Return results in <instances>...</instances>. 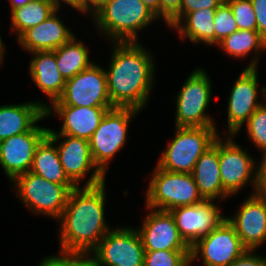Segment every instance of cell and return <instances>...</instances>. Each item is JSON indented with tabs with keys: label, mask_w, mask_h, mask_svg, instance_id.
Masks as SVG:
<instances>
[{
	"label": "cell",
	"mask_w": 266,
	"mask_h": 266,
	"mask_svg": "<svg viewBox=\"0 0 266 266\" xmlns=\"http://www.w3.org/2000/svg\"><path fill=\"white\" fill-rule=\"evenodd\" d=\"M106 73L110 101L114 107L140 110L151 89L153 63L141 45L136 42H116Z\"/></svg>",
	"instance_id": "2"
},
{
	"label": "cell",
	"mask_w": 266,
	"mask_h": 266,
	"mask_svg": "<svg viewBox=\"0 0 266 266\" xmlns=\"http://www.w3.org/2000/svg\"><path fill=\"white\" fill-rule=\"evenodd\" d=\"M247 250L235 227L226 217L215 230L200 238L191 247L190 261L201 253L206 266H228Z\"/></svg>",
	"instance_id": "11"
},
{
	"label": "cell",
	"mask_w": 266,
	"mask_h": 266,
	"mask_svg": "<svg viewBox=\"0 0 266 266\" xmlns=\"http://www.w3.org/2000/svg\"><path fill=\"white\" fill-rule=\"evenodd\" d=\"M215 43L238 31V26L229 4L224 0L214 15Z\"/></svg>",
	"instance_id": "30"
},
{
	"label": "cell",
	"mask_w": 266,
	"mask_h": 266,
	"mask_svg": "<svg viewBox=\"0 0 266 266\" xmlns=\"http://www.w3.org/2000/svg\"><path fill=\"white\" fill-rule=\"evenodd\" d=\"M104 184L71 191L59 218L61 253L89 254L110 231L104 220Z\"/></svg>",
	"instance_id": "1"
},
{
	"label": "cell",
	"mask_w": 266,
	"mask_h": 266,
	"mask_svg": "<svg viewBox=\"0 0 266 266\" xmlns=\"http://www.w3.org/2000/svg\"><path fill=\"white\" fill-rule=\"evenodd\" d=\"M250 252H252V250H247L242 256L228 266H266V258L255 256Z\"/></svg>",
	"instance_id": "38"
},
{
	"label": "cell",
	"mask_w": 266,
	"mask_h": 266,
	"mask_svg": "<svg viewBox=\"0 0 266 266\" xmlns=\"http://www.w3.org/2000/svg\"><path fill=\"white\" fill-rule=\"evenodd\" d=\"M3 44H2V41H1V37H0V61L2 60V55H3ZM1 63V62H0Z\"/></svg>",
	"instance_id": "43"
},
{
	"label": "cell",
	"mask_w": 266,
	"mask_h": 266,
	"mask_svg": "<svg viewBox=\"0 0 266 266\" xmlns=\"http://www.w3.org/2000/svg\"><path fill=\"white\" fill-rule=\"evenodd\" d=\"M227 220L248 250L253 251L266 240V200L256 194L244 202L235 217Z\"/></svg>",
	"instance_id": "18"
},
{
	"label": "cell",
	"mask_w": 266,
	"mask_h": 266,
	"mask_svg": "<svg viewBox=\"0 0 266 266\" xmlns=\"http://www.w3.org/2000/svg\"><path fill=\"white\" fill-rule=\"evenodd\" d=\"M212 202V200H204L196 205L170 210L180 236L190 247L215 230L226 219L220 215L218 208Z\"/></svg>",
	"instance_id": "14"
},
{
	"label": "cell",
	"mask_w": 266,
	"mask_h": 266,
	"mask_svg": "<svg viewBox=\"0 0 266 266\" xmlns=\"http://www.w3.org/2000/svg\"><path fill=\"white\" fill-rule=\"evenodd\" d=\"M147 192V207L170 211L196 205L205 199L199 192L192 174L166 171L158 166Z\"/></svg>",
	"instance_id": "5"
},
{
	"label": "cell",
	"mask_w": 266,
	"mask_h": 266,
	"mask_svg": "<svg viewBox=\"0 0 266 266\" xmlns=\"http://www.w3.org/2000/svg\"><path fill=\"white\" fill-rule=\"evenodd\" d=\"M57 9L37 26L30 27L20 36L19 43L28 51H53L67 43L73 34L56 17Z\"/></svg>",
	"instance_id": "20"
},
{
	"label": "cell",
	"mask_w": 266,
	"mask_h": 266,
	"mask_svg": "<svg viewBox=\"0 0 266 266\" xmlns=\"http://www.w3.org/2000/svg\"><path fill=\"white\" fill-rule=\"evenodd\" d=\"M257 169L256 178L251 181L254 183L256 195L266 200V154Z\"/></svg>",
	"instance_id": "36"
},
{
	"label": "cell",
	"mask_w": 266,
	"mask_h": 266,
	"mask_svg": "<svg viewBox=\"0 0 266 266\" xmlns=\"http://www.w3.org/2000/svg\"><path fill=\"white\" fill-rule=\"evenodd\" d=\"M47 135V128L34 125L29 131L0 142V164L11 180L30 171L35 151Z\"/></svg>",
	"instance_id": "13"
},
{
	"label": "cell",
	"mask_w": 266,
	"mask_h": 266,
	"mask_svg": "<svg viewBox=\"0 0 266 266\" xmlns=\"http://www.w3.org/2000/svg\"><path fill=\"white\" fill-rule=\"evenodd\" d=\"M47 136L53 143L57 142L60 136L66 138L64 142L60 143L61 145L58 146L57 151L65 174L75 186L78 187L76 183L94 166L96 167L94 173L85 183V187L105 183V174L95 165L88 140L68 135Z\"/></svg>",
	"instance_id": "12"
},
{
	"label": "cell",
	"mask_w": 266,
	"mask_h": 266,
	"mask_svg": "<svg viewBox=\"0 0 266 266\" xmlns=\"http://www.w3.org/2000/svg\"><path fill=\"white\" fill-rule=\"evenodd\" d=\"M51 107L41 103H24L0 107V142L29 131L34 123L48 116Z\"/></svg>",
	"instance_id": "21"
},
{
	"label": "cell",
	"mask_w": 266,
	"mask_h": 266,
	"mask_svg": "<svg viewBox=\"0 0 266 266\" xmlns=\"http://www.w3.org/2000/svg\"><path fill=\"white\" fill-rule=\"evenodd\" d=\"M30 64V74L37 86L47 94L52 103L63 94L66 80L60 74L55 51H36Z\"/></svg>",
	"instance_id": "23"
},
{
	"label": "cell",
	"mask_w": 266,
	"mask_h": 266,
	"mask_svg": "<svg viewBox=\"0 0 266 266\" xmlns=\"http://www.w3.org/2000/svg\"><path fill=\"white\" fill-rule=\"evenodd\" d=\"M31 1L32 0H10L11 8H12L11 11L18 8V7H22Z\"/></svg>",
	"instance_id": "42"
},
{
	"label": "cell",
	"mask_w": 266,
	"mask_h": 266,
	"mask_svg": "<svg viewBox=\"0 0 266 266\" xmlns=\"http://www.w3.org/2000/svg\"><path fill=\"white\" fill-rule=\"evenodd\" d=\"M13 181L18 187L21 200L30 209L36 210L37 213L48 214L55 219L60 218L71 191L77 187L50 182L30 171L19 175Z\"/></svg>",
	"instance_id": "6"
},
{
	"label": "cell",
	"mask_w": 266,
	"mask_h": 266,
	"mask_svg": "<svg viewBox=\"0 0 266 266\" xmlns=\"http://www.w3.org/2000/svg\"><path fill=\"white\" fill-rule=\"evenodd\" d=\"M234 15L238 30L257 31L256 15L250 0H225Z\"/></svg>",
	"instance_id": "31"
},
{
	"label": "cell",
	"mask_w": 266,
	"mask_h": 266,
	"mask_svg": "<svg viewBox=\"0 0 266 266\" xmlns=\"http://www.w3.org/2000/svg\"><path fill=\"white\" fill-rule=\"evenodd\" d=\"M138 232L145 250H191L180 236L170 211L159 210L149 214Z\"/></svg>",
	"instance_id": "16"
},
{
	"label": "cell",
	"mask_w": 266,
	"mask_h": 266,
	"mask_svg": "<svg viewBox=\"0 0 266 266\" xmlns=\"http://www.w3.org/2000/svg\"><path fill=\"white\" fill-rule=\"evenodd\" d=\"M107 0H85V12L90 8L89 4H92L93 10H97Z\"/></svg>",
	"instance_id": "41"
},
{
	"label": "cell",
	"mask_w": 266,
	"mask_h": 266,
	"mask_svg": "<svg viewBox=\"0 0 266 266\" xmlns=\"http://www.w3.org/2000/svg\"><path fill=\"white\" fill-rule=\"evenodd\" d=\"M53 1L56 8H59V0H51ZM69 5H71L73 8L78 9L82 12H85V0H62Z\"/></svg>",
	"instance_id": "39"
},
{
	"label": "cell",
	"mask_w": 266,
	"mask_h": 266,
	"mask_svg": "<svg viewBox=\"0 0 266 266\" xmlns=\"http://www.w3.org/2000/svg\"><path fill=\"white\" fill-rule=\"evenodd\" d=\"M262 92L266 95V88H262Z\"/></svg>",
	"instance_id": "44"
},
{
	"label": "cell",
	"mask_w": 266,
	"mask_h": 266,
	"mask_svg": "<svg viewBox=\"0 0 266 266\" xmlns=\"http://www.w3.org/2000/svg\"><path fill=\"white\" fill-rule=\"evenodd\" d=\"M157 17L160 16V0H141Z\"/></svg>",
	"instance_id": "40"
},
{
	"label": "cell",
	"mask_w": 266,
	"mask_h": 266,
	"mask_svg": "<svg viewBox=\"0 0 266 266\" xmlns=\"http://www.w3.org/2000/svg\"><path fill=\"white\" fill-rule=\"evenodd\" d=\"M246 124L251 140L266 154V105L261 104Z\"/></svg>",
	"instance_id": "32"
},
{
	"label": "cell",
	"mask_w": 266,
	"mask_h": 266,
	"mask_svg": "<svg viewBox=\"0 0 266 266\" xmlns=\"http://www.w3.org/2000/svg\"><path fill=\"white\" fill-rule=\"evenodd\" d=\"M231 56L245 57L250 50L266 48V40L257 32L238 30L218 43Z\"/></svg>",
	"instance_id": "28"
},
{
	"label": "cell",
	"mask_w": 266,
	"mask_h": 266,
	"mask_svg": "<svg viewBox=\"0 0 266 266\" xmlns=\"http://www.w3.org/2000/svg\"><path fill=\"white\" fill-rule=\"evenodd\" d=\"M94 266H144L145 249L138 231H109L93 250Z\"/></svg>",
	"instance_id": "9"
},
{
	"label": "cell",
	"mask_w": 266,
	"mask_h": 266,
	"mask_svg": "<svg viewBox=\"0 0 266 266\" xmlns=\"http://www.w3.org/2000/svg\"><path fill=\"white\" fill-rule=\"evenodd\" d=\"M94 14L100 30L117 42H137V31L157 17L141 0H107Z\"/></svg>",
	"instance_id": "3"
},
{
	"label": "cell",
	"mask_w": 266,
	"mask_h": 266,
	"mask_svg": "<svg viewBox=\"0 0 266 266\" xmlns=\"http://www.w3.org/2000/svg\"><path fill=\"white\" fill-rule=\"evenodd\" d=\"M53 106L114 107L110 101L106 73L91 64L73 78L67 79L61 97Z\"/></svg>",
	"instance_id": "8"
},
{
	"label": "cell",
	"mask_w": 266,
	"mask_h": 266,
	"mask_svg": "<svg viewBox=\"0 0 266 266\" xmlns=\"http://www.w3.org/2000/svg\"><path fill=\"white\" fill-rule=\"evenodd\" d=\"M182 0H160V16L168 23L180 10Z\"/></svg>",
	"instance_id": "37"
},
{
	"label": "cell",
	"mask_w": 266,
	"mask_h": 266,
	"mask_svg": "<svg viewBox=\"0 0 266 266\" xmlns=\"http://www.w3.org/2000/svg\"><path fill=\"white\" fill-rule=\"evenodd\" d=\"M218 156L223 189L229 194L238 192L249 180L255 166L253 159L238 145L218 137Z\"/></svg>",
	"instance_id": "17"
},
{
	"label": "cell",
	"mask_w": 266,
	"mask_h": 266,
	"mask_svg": "<svg viewBox=\"0 0 266 266\" xmlns=\"http://www.w3.org/2000/svg\"><path fill=\"white\" fill-rule=\"evenodd\" d=\"M87 254L62 253L60 257H49L44 259L40 266H94L92 259ZM86 257V259L84 258Z\"/></svg>",
	"instance_id": "34"
},
{
	"label": "cell",
	"mask_w": 266,
	"mask_h": 266,
	"mask_svg": "<svg viewBox=\"0 0 266 266\" xmlns=\"http://www.w3.org/2000/svg\"><path fill=\"white\" fill-rule=\"evenodd\" d=\"M216 9H200L185 14L183 26L175 24L182 38L186 35L192 42L215 43L214 15ZM185 26V27H184Z\"/></svg>",
	"instance_id": "25"
},
{
	"label": "cell",
	"mask_w": 266,
	"mask_h": 266,
	"mask_svg": "<svg viewBox=\"0 0 266 266\" xmlns=\"http://www.w3.org/2000/svg\"><path fill=\"white\" fill-rule=\"evenodd\" d=\"M191 250H145L144 266H189Z\"/></svg>",
	"instance_id": "29"
},
{
	"label": "cell",
	"mask_w": 266,
	"mask_h": 266,
	"mask_svg": "<svg viewBox=\"0 0 266 266\" xmlns=\"http://www.w3.org/2000/svg\"><path fill=\"white\" fill-rule=\"evenodd\" d=\"M112 108L53 106L52 109L64 118V123L59 134L48 129V135H68L89 141L107 110Z\"/></svg>",
	"instance_id": "19"
},
{
	"label": "cell",
	"mask_w": 266,
	"mask_h": 266,
	"mask_svg": "<svg viewBox=\"0 0 266 266\" xmlns=\"http://www.w3.org/2000/svg\"><path fill=\"white\" fill-rule=\"evenodd\" d=\"M53 145V141L48 136L40 142L35 151L30 172L56 184L74 185L65 174L57 148Z\"/></svg>",
	"instance_id": "24"
},
{
	"label": "cell",
	"mask_w": 266,
	"mask_h": 266,
	"mask_svg": "<svg viewBox=\"0 0 266 266\" xmlns=\"http://www.w3.org/2000/svg\"><path fill=\"white\" fill-rule=\"evenodd\" d=\"M195 184L205 200H213L216 197H228L223 189L220 175L218 138L197 160L192 172Z\"/></svg>",
	"instance_id": "22"
},
{
	"label": "cell",
	"mask_w": 266,
	"mask_h": 266,
	"mask_svg": "<svg viewBox=\"0 0 266 266\" xmlns=\"http://www.w3.org/2000/svg\"><path fill=\"white\" fill-rule=\"evenodd\" d=\"M174 140L163 153L158 167L175 173L192 174L201 155L218 138L215 127H177Z\"/></svg>",
	"instance_id": "4"
},
{
	"label": "cell",
	"mask_w": 266,
	"mask_h": 266,
	"mask_svg": "<svg viewBox=\"0 0 266 266\" xmlns=\"http://www.w3.org/2000/svg\"><path fill=\"white\" fill-rule=\"evenodd\" d=\"M56 9L51 0H32L12 10V26L20 36L30 27L37 26L46 20Z\"/></svg>",
	"instance_id": "27"
},
{
	"label": "cell",
	"mask_w": 266,
	"mask_h": 266,
	"mask_svg": "<svg viewBox=\"0 0 266 266\" xmlns=\"http://www.w3.org/2000/svg\"><path fill=\"white\" fill-rule=\"evenodd\" d=\"M138 111L130 107H113L107 110L89 139L93 161L104 174L108 160L123 147L128 123L133 114Z\"/></svg>",
	"instance_id": "7"
},
{
	"label": "cell",
	"mask_w": 266,
	"mask_h": 266,
	"mask_svg": "<svg viewBox=\"0 0 266 266\" xmlns=\"http://www.w3.org/2000/svg\"><path fill=\"white\" fill-rule=\"evenodd\" d=\"M256 15L257 32L266 40V0H250Z\"/></svg>",
	"instance_id": "35"
},
{
	"label": "cell",
	"mask_w": 266,
	"mask_h": 266,
	"mask_svg": "<svg viewBox=\"0 0 266 266\" xmlns=\"http://www.w3.org/2000/svg\"><path fill=\"white\" fill-rule=\"evenodd\" d=\"M54 51L57 67L65 80L73 78L92 64L88 60L87 49L83 43L75 41L74 36Z\"/></svg>",
	"instance_id": "26"
},
{
	"label": "cell",
	"mask_w": 266,
	"mask_h": 266,
	"mask_svg": "<svg viewBox=\"0 0 266 266\" xmlns=\"http://www.w3.org/2000/svg\"><path fill=\"white\" fill-rule=\"evenodd\" d=\"M256 59L240 74L232 88L228 103V128L230 136L236 134L244 122L262 103H257Z\"/></svg>",
	"instance_id": "15"
},
{
	"label": "cell",
	"mask_w": 266,
	"mask_h": 266,
	"mask_svg": "<svg viewBox=\"0 0 266 266\" xmlns=\"http://www.w3.org/2000/svg\"><path fill=\"white\" fill-rule=\"evenodd\" d=\"M210 85L202 70H194L188 77L177 97L176 127H214L212 119L204 114L211 98Z\"/></svg>",
	"instance_id": "10"
},
{
	"label": "cell",
	"mask_w": 266,
	"mask_h": 266,
	"mask_svg": "<svg viewBox=\"0 0 266 266\" xmlns=\"http://www.w3.org/2000/svg\"><path fill=\"white\" fill-rule=\"evenodd\" d=\"M224 0H182L181 10L167 23L170 26L180 24L182 16L200 9H217Z\"/></svg>",
	"instance_id": "33"
}]
</instances>
